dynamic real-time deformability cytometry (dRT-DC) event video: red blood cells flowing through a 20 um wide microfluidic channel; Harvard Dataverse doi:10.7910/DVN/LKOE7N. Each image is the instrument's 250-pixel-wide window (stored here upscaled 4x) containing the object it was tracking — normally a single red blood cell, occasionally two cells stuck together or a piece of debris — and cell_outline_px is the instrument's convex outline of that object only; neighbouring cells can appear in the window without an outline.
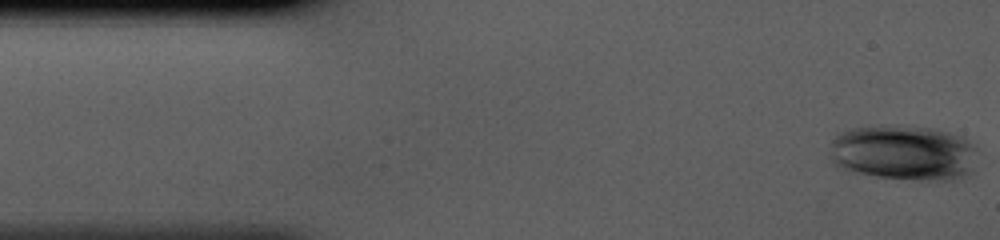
{"species": "human", "species_latin": "Homo sapiens", "temperature_condition": "cold", "stored_images_in_passage": 42, "camera_frame_rate_fps": 3000, "um_per_image_px": 0.085, "donor": {"sex": "male"}, "frame": {"image": 1, "passage_image": 1, "time_ms": 0.0, "image_size_px": [1000, 240], "cell_outline_px": [[976, 148], [972, 168], [968, 172], [960, 176], [948, 180], [920, 180], [876, 176], [848, 172], [832, 164], [832, 140], [836, 136], [852, 128], [880, 124], [928, 128], [948, 132], [960, 136], [968, 140]], "centroid_in_image_um": [76.76, 12.98], "position_along_channel_um": 8.2, "area_um2": 47.45}}
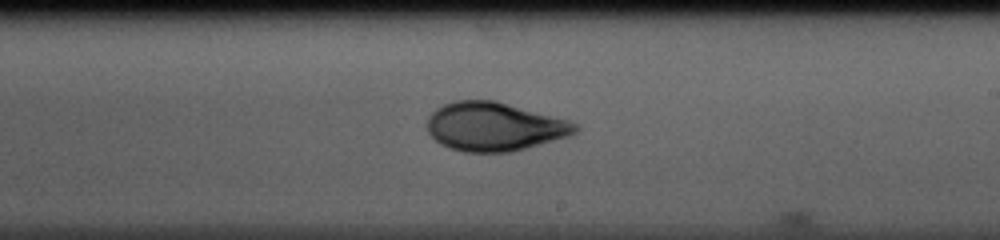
{"frame": {"image": 2, "passage_image": 24, "time_ms": 7.667, "image_size_px": [1000, 240], "cell_outline_px": [[580, 128], [576, 132], [568, 136], [512, 152], [464, 152], [448, 148], [440, 144], [428, 132], [428, 116], [436, 108], [444, 104], [456, 100], [496, 100], [568, 120], [580, 124]], "centroid_in_image_um": [42.02, 10.76], "position_along_channel_um": 247.0, "area_um2": 42.08}}
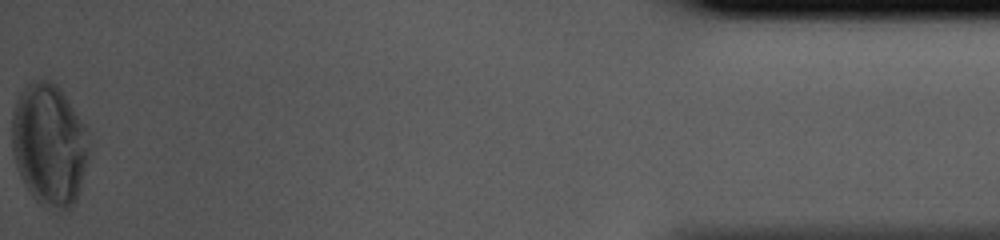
{"frame": {"image": 3, "passage_image": 42, "time_ms": 13.667, "image_size_px": [1000, 240], "cell_outline_px": [[88, 160], [80, 188], [76, 200], [64, 212], [44, 208], [28, 192], [20, 176], [16, 164], [12, 148], [12, 112], [16, 100], [24, 84], [32, 80], [52, 80], [64, 92], [88, 128]], "centroid_in_image_um": [4.19, 12.28], "position_along_channel_um": 431.0, "area_um2": 55.83}}